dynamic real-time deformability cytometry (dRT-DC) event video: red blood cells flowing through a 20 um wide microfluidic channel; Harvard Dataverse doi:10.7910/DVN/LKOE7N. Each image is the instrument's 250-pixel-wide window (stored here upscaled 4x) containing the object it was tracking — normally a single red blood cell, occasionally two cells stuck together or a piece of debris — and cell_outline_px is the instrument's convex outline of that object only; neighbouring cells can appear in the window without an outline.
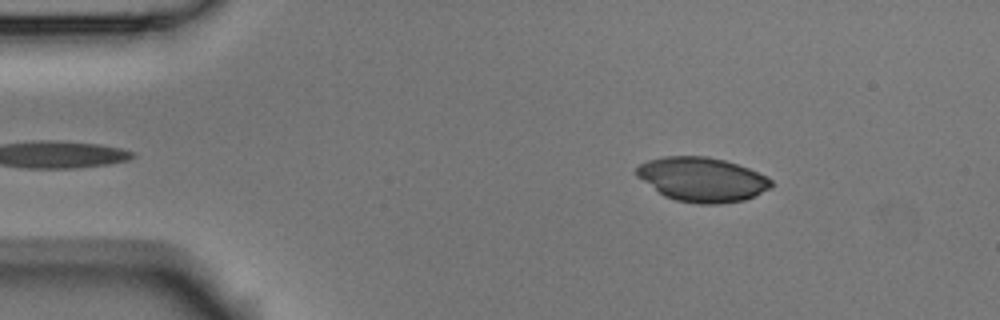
{"species": "Egyptian fruit bat (a non-hibernating species)", "species_latin": "Rousettus aegyptiacus", "temperature_condition": "room temperature", "stored_images_in_passage": 2, "camera_frame_rate_fps": 3000, "um_per_image_px": 0.085, "animal": {"sex": "male"}, "frame": {"image": 1, "passage_image": 1, "time_ms": 0.0, "image_size_px": [1000, 320], "cell_outline_px": [[772, 188], [756, 196], [744, 200], [720, 204], [700, 204], [676, 200], [664, 196], [636, 176], [636, 168], [640, 164], [648, 160], [664, 156], [708, 156], [724, 160], [748, 168], [768, 176], [772, 180]], "centroid_in_image_um": [59.7, 15.26], "position_along_channel_um": 25.3, "area_um2": 34.97}}